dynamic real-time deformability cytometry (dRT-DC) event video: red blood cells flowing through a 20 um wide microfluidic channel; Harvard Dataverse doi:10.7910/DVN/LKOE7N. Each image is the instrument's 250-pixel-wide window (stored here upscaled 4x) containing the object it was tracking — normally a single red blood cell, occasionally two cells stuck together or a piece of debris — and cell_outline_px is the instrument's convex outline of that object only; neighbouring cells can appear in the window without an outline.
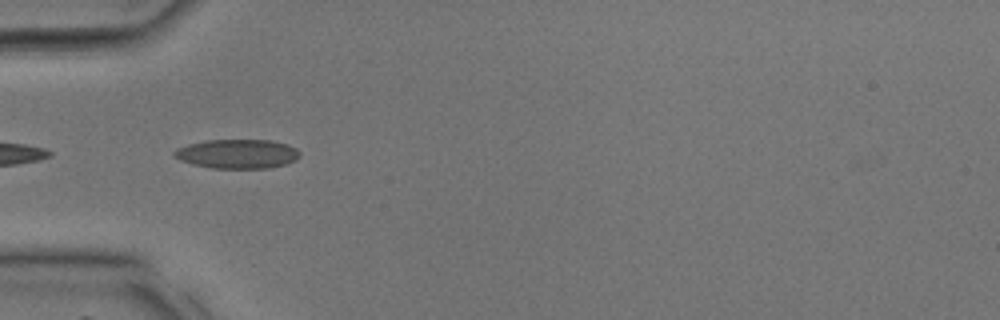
{"species": "common noctule bat (a hibernating species)", "species_latin": "Nyctalus noctula", "temperature_condition": "room temperature", "stored_images_in_passage": 26, "camera_frame_rate_fps": 3000, "um_per_image_px": 0.085, "animal": {"sex": "male", "body_mass_g": 17.9, "forearm_length_mm": 54.2}, "frame": {"image": 1, "passage_image": 1, "time_ms": 0.0, "image_size_px": [1000, 320], "cell_outline_px": [[300, 156], [296, 160], [288, 164], [268, 168], [212, 168], [192, 164], [180, 160], [172, 156], [172, 152], [176, 148], [188, 144], [208, 140], [272, 140], [288, 144], [296, 148], [300, 152]], "centroid_in_image_um": [20.18, 13.08], "position_along_channel_um": 64.8, "area_um2": 21.62}}
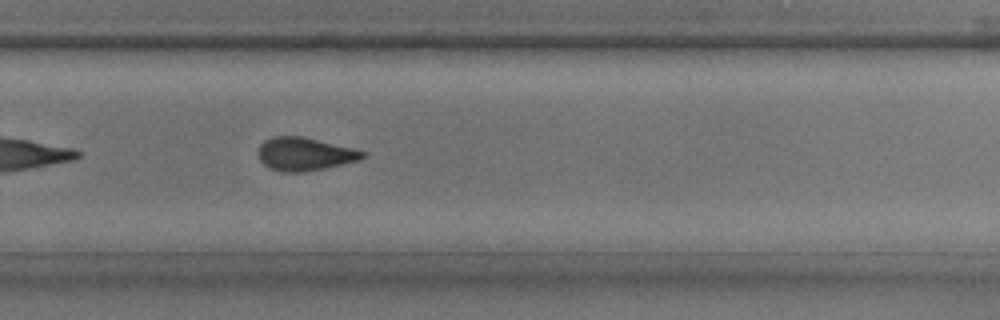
{"frame": {"image": 2, "passage_image": 14, "time_ms": 4.333, "image_size_px": [1000, 320], "cell_outline_px": [[364, 156], [360, 160], [324, 168], [300, 172], [280, 172], [268, 168], [260, 160], [256, 152], [260, 144], [264, 140], [272, 136], [300, 136], [356, 148], [364, 152]], "centroid_in_image_um": [25.85, 13.09], "position_along_channel_um": 303.9, "area_um2": 20.29}}
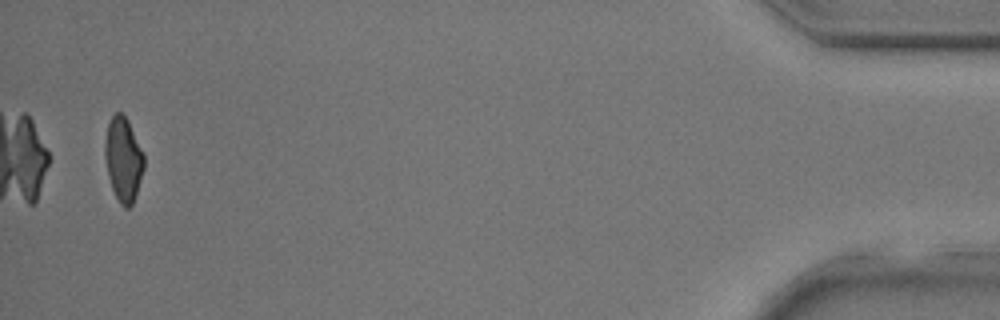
{"frame": {"image": 3, "passage_image": 25, "time_ms": 8.0, "image_size_px": [1000, 320], "cell_outline_px": [[144, 168], [132, 204], [128, 208], [124, 208], [120, 204], [112, 188], [104, 156], [104, 144], [108, 120], [116, 112], [120, 112], [128, 120], [144, 156]], "centroid_in_image_um": [10.46, 13.52], "position_along_channel_um": 424.7, "area_um2": 18.9}}